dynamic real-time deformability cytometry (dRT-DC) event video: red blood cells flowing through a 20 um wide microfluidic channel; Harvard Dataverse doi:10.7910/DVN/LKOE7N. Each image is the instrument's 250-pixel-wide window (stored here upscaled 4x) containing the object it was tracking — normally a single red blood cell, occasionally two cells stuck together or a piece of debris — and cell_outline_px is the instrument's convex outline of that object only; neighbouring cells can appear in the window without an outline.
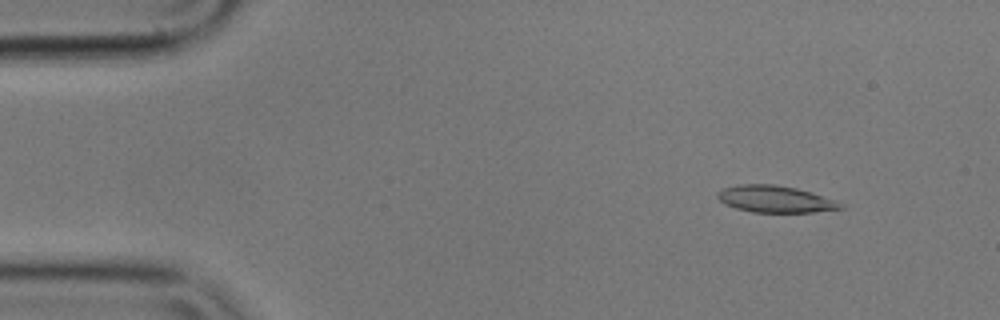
{"species": "common noctule bat (a hibernating species)", "species_latin": "Nyctalus noctula", "temperature_condition": "cold", "stored_images_in_passage": 56, "camera_frame_rate_fps": 3000, "um_per_image_px": 0.085, "animal": {"sex": "male", "body_mass_g": 17.9}, "frame": {"image": 1, "passage_image": 6, "time_ms": 1.667, "image_size_px": [1000, 320], "cell_outline_px": [[844, 208], [812, 212], [752, 212], [736, 208], [724, 204], [716, 196], [716, 192], [724, 188], [736, 184], [776, 184], [796, 188], [836, 200], [844, 204]], "centroid_in_image_um": [65.87, 16.91], "position_along_channel_um": 19.1, "area_um2": 19.25}}
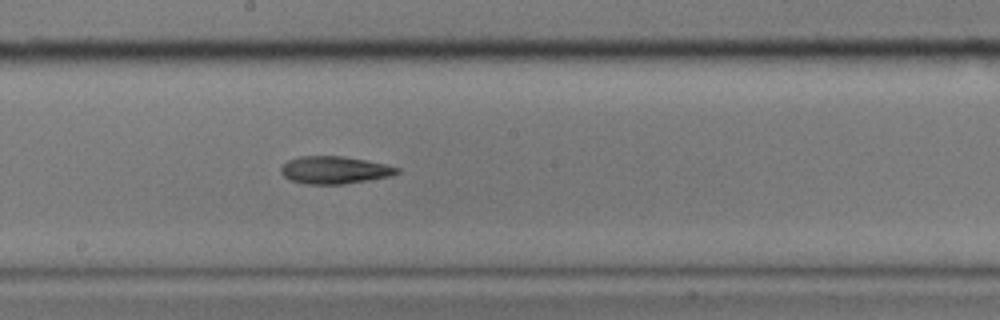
{"frame": {"image": 2, "passage_image": 30, "time_ms": 9.667, "image_size_px": [1000, 320], "cell_outline_px": [[400, 172], [388, 176], [368, 180], [344, 184], [304, 184], [292, 180], [284, 176], [280, 172], [280, 168], [288, 160], [300, 156], [340, 156], [364, 160], [384, 164], [400, 168]], "centroid_in_image_um": [28.4, 14.45], "position_along_channel_um": 219.8, "area_um2": 18.38}}
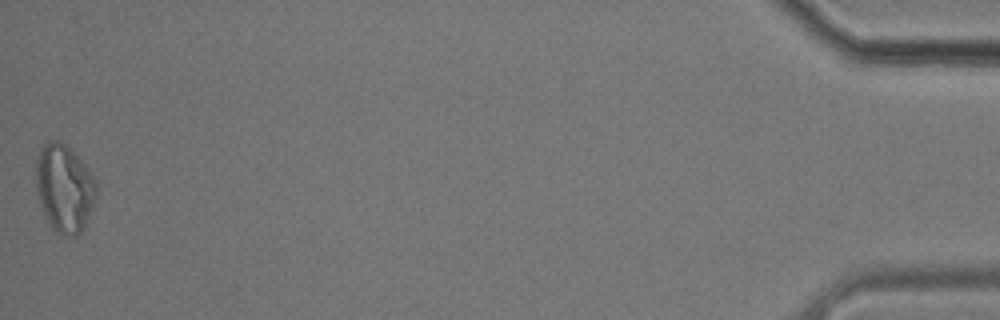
{"frame": {"image": 3, "passage_image": 56, "time_ms": 18.333, "image_size_px": [1000, 320], "cell_outline_px": [[96, 196], [84, 224], [80, 232], [76, 236], [64, 236], [56, 232], [48, 224], [40, 204], [36, 188], [36, 156], [40, 148], [48, 140], [56, 140], [64, 144], [84, 164], [92, 176], [96, 184]], "centroid_in_image_um": [5.42, 16.0], "position_along_channel_um": 429.8, "area_um2": 30.46}, "authors_computed_cell_mechanics": {"area_um2": 19.1607, "velocity_mm_per_s": 3.5289, "shape_relaxation_time_tau1_ms": null, "shape_relaxation_time_tau2_ms": 10.0595, "deformation_change_tau1": null, "deformation_change_tau2": 0.2385}}